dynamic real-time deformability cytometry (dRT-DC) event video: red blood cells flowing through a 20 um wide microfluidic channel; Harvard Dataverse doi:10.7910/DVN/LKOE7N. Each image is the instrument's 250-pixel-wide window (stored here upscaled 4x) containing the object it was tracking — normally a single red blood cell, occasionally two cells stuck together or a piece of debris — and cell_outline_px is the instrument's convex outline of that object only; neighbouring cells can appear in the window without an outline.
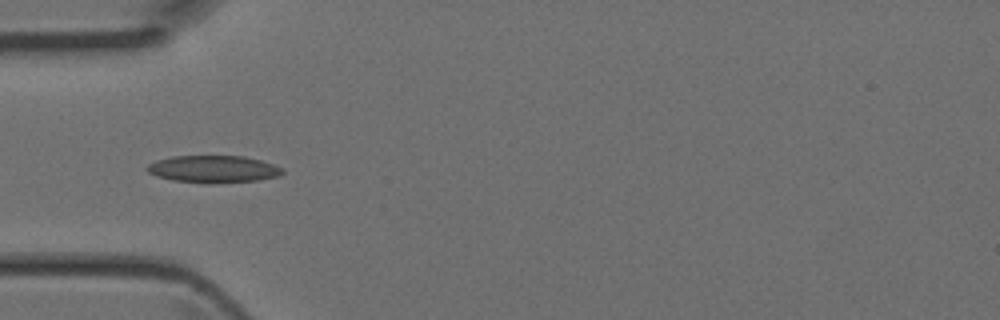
{"species": "Egyptian fruit bat (a non-hibernating species)", "species_latin": "Rousettus aegyptiacus", "temperature_condition": "room temperature", "stored_images_in_passage": 12, "camera_frame_rate_fps": 3000, "um_per_image_px": 0.085, "animal": {"sex": "female"}, "frame": {"image": 1, "passage_image": 3, "time_ms": 0.667, "image_size_px": [1000, 320], "cell_outline_px": [[284, 172], [280, 176], [256, 180], [208, 184], [204, 184], [172, 180], [156, 176], [148, 172], [144, 168], [148, 164], [156, 160], [172, 156], [244, 156], [260, 160], [284, 168]], "centroid_in_image_um": [18.11, 14.38], "position_along_channel_um": 66.9, "area_um2": 21.68}}